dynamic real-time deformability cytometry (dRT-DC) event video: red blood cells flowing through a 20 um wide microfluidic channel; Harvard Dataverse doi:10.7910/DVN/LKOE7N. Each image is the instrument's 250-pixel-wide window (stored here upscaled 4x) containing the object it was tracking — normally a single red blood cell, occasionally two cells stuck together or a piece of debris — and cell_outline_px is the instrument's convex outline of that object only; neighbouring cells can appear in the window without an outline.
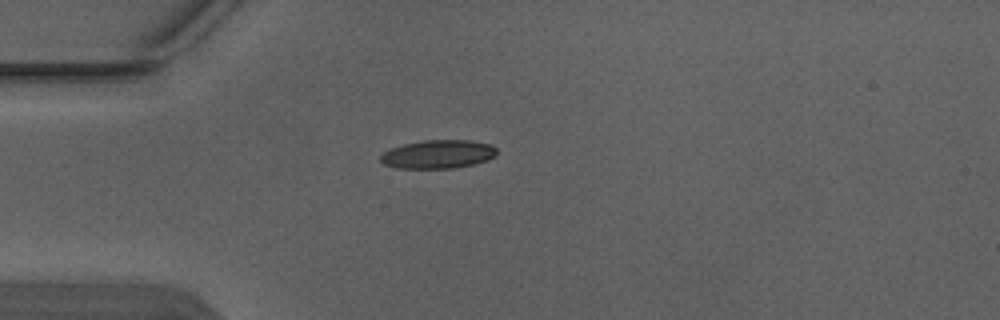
{"species": "Egyptian fruit bat (a non-hibernating species)", "species_latin": "Rousettus aegyptiacus", "temperature_condition": "warm", "stored_images_in_passage": 1, "camera_frame_rate_fps": 3000, "um_per_image_px": 0.085, "animal": {"sex": "male"}, "frame": {"image": 1, "passage_image": 1, "time_ms": 0.0, "image_size_px": [1000, 320], "cell_outline_px": [[496, 156], [488, 160], [456, 168], [396, 168], [384, 164], [380, 160], [380, 156], [384, 152], [392, 148], [404, 144], [424, 140], [468, 140], [492, 144], [496, 148]], "centroid_in_image_um": [37.26, 13.11], "position_along_channel_um": 47.7, "area_um2": 19.31}}